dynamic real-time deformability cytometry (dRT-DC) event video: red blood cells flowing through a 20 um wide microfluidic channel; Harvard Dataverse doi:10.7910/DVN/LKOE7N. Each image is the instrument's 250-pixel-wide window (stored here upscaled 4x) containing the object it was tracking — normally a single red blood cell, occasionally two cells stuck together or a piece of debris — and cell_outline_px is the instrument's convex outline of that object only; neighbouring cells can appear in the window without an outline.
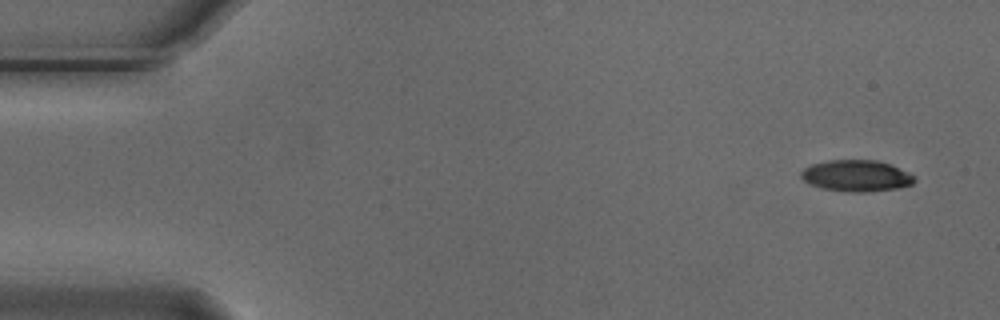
{"species": "Egyptian fruit bat (a non-hibernating species)", "species_latin": "Rousettus aegyptiacus", "temperature_condition": "cold", "stored_images_in_passage": 5, "camera_frame_rate_fps": 3000, "um_per_image_px": 0.085, "animal": {"sex": "male"}, "frame": {"image": 1, "passage_image": 1, "time_ms": 0.0, "image_size_px": [1000, 320], "cell_outline_px": [[916, 180], [912, 184], [896, 188], [864, 192], [848, 192], [824, 188], [812, 184], [804, 180], [800, 176], [800, 172], [804, 168], [812, 164], [828, 160], [876, 160], [888, 164], [908, 172], [916, 176]], "centroid_in_image_um": [72.79, 14.93], "position_along_channel_um": 12.2, "area_um2": 20.52}}
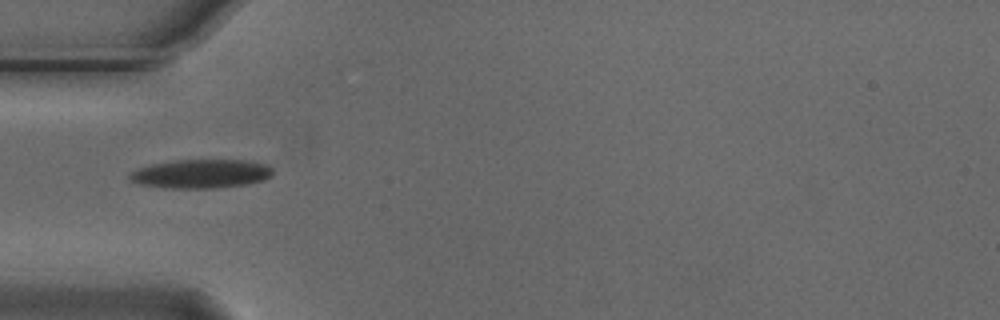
{"frame": {"image": 2, "passage_image": 5, "time_ms": 1.333, "image_size_px": [1000, 320], "cell_outline_px": [[272, 176], [264, 180], [248, 184], [216, 188], [164, 188], [140, 184], [132, 180], [128, 176], [132, 172], [140, 168], [152, 164], [176, 160], [252, 160], [268, 164], [272, 168]], "centroid_in_image_um": [17.16, 14.77], "position_along_channel_um": 67.8, "area_um2": 24.16}}